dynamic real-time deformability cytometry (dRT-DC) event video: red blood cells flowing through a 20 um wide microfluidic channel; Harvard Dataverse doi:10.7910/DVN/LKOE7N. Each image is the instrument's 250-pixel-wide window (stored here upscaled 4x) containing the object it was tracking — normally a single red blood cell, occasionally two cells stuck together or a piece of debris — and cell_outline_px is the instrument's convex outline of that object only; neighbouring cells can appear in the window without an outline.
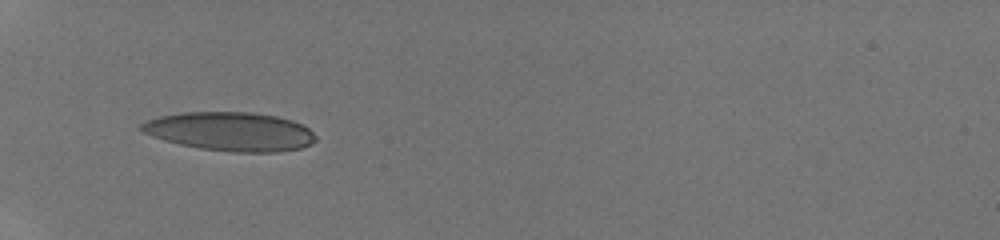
{"species": "human", "species_latin": "Homo sapiens", "temperature_condition": "room temperature", "stored_images_in_passage": 29, "camera_frame_rate_fps": 3000, "um_per_image_px": 0.085, "donor": {"sex": "male"}, "frame": {"image": 1, "passage_image": 1, "time_ms": 0.0, "image_size_px": [1000, 240], "cell_outline_px": [[316, 140], [312, 144], [300, 148], [280, 152], [232, 152], [200, 148], [180, 144], [164, 140], [152, 136], [144, 132], [140, 128], [140, 124], [148, 120], [160, 116], [180, 112], [252, 112], [276, 116], [292, 120], [308, 128], [316, 136]], "centroid_in_image_um": [19.59, 11.18], "position_along_channel_um": 65.4, "area_um2": 39.42}}
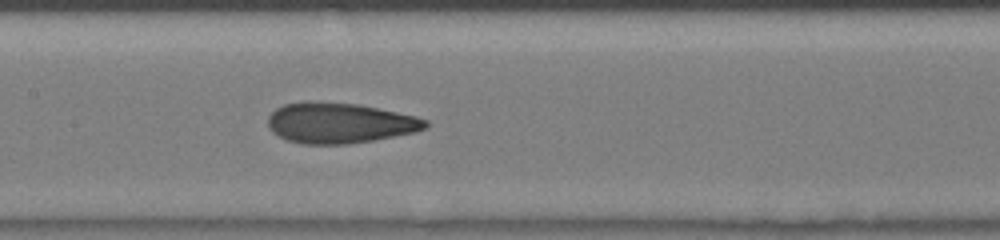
{"frame": {"image": 2, "passage_image": 9, "time_ms": 2.667, "image_size_px": [1000, 240], "cell_outline_px": [[428, 128], [416, 132], [372, 140], [344, 144], [304, 144], [288, 140], [272, 132], [268, 128], [268, 116], [276, 108], [284, 104], [308, 100], [356, 104], [416, 116], [428, 120]], "centroid_in_image_um": [28.85, 10.44], "position_along_channel_um": 178.5, "area_um2": 37.17}}
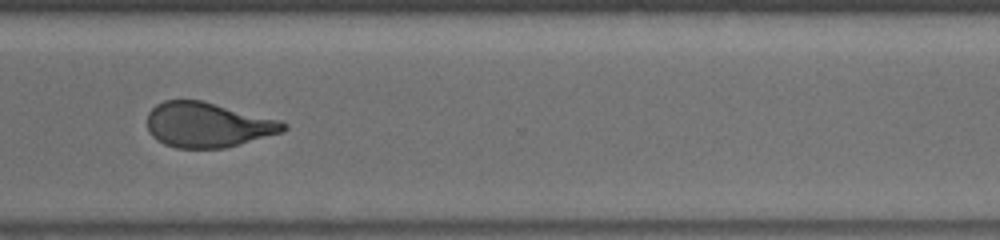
{"frame": {"image": 3, "passage_image": 20, "time_ms": 6.333, "image_size_px": [1000, 240], "cell_outline_px": [[288, 128], [284, 132], [224, 148], [176, 148], [164, 144], [156, 140], [148, 132], [148, 112], [156, 104], [164, 100], [204, 100], [280, 120], [288, 124]], "centroid_in_image_um": [17.66, 10.6], "position_along_channel_um": 352.9, "area_um2": 36.01}}